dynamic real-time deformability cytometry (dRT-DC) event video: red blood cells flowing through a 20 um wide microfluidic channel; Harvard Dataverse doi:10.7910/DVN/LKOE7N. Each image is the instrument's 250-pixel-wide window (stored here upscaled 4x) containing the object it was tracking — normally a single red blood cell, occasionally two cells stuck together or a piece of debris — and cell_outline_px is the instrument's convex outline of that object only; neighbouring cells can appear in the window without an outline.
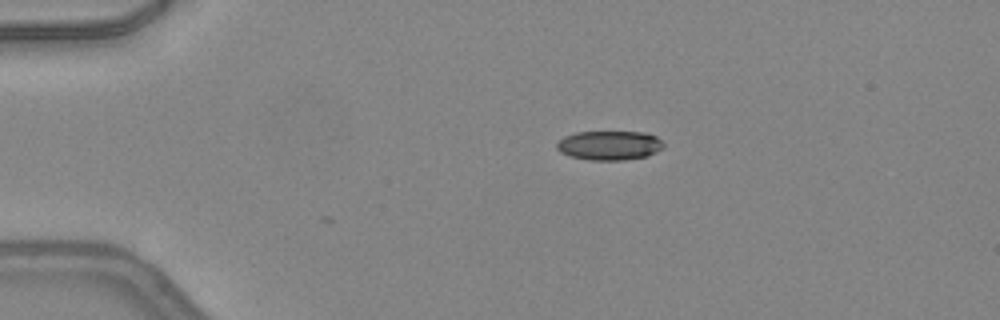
{"species": "common noctule bat (a hibernating species)", "species_latin": "Nyctalus noctula", "temperature_condition": "warm", "stored_images_in_passage": 3, "camera_frame_rate_fps": 3000, "um_per_image_px": 0.085, "animal": {"sex": "female", "body_mass_g": 24.6, "forearm_length_mm": 56.2}, "frame": {"image": 1, "passage_image": 3, "time_ms": 0.667, "image_size_px": [1000, 320], "cell_outline_px": [[664, 148], [648, 156], [624, 160], [588, 160], [568, 156], [560, 152], [556, 148], [556, 144], [564, 136], [576, 132], [644, 132], [656, 136], [664, 144]], "centroid_in_image_um": [51.79, 12.36], "position_along_channel_um": 33.2, "area_um2": 18.38}}